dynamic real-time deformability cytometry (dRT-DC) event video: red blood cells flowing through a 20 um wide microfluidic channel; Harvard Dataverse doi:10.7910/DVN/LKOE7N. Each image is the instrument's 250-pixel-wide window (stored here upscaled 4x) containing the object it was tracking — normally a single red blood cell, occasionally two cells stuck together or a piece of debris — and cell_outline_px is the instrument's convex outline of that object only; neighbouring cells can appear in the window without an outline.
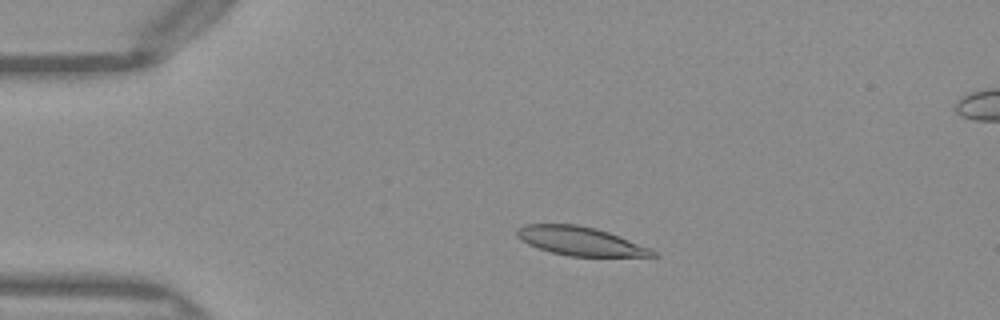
{"species": "Egyptian fruit bat (a non-hibernating species)", "species_latin": "Rousettus aegyptiacus", "temperature_condition": "warm", "stored_images_in_passage": 47, "camera_frame_rate_fps": 3000, "um_per_image_px": 0.085, "frame": {"image": 1, "passage_image": 8, "time_ms": 2.333, "image_size_px": [1000, 320], "cell_outline_px": [[660, 256], [568, 256], [552, 252], [528, 244], [516, 236], [516, 228], [524, 224], [576, 224], [596, 228], [608, 232], [652, 248]], "centroid_in_image_um": [49.33, 20.48], "position_along_channel_um": 35.7, "area_um2": 22.66}}
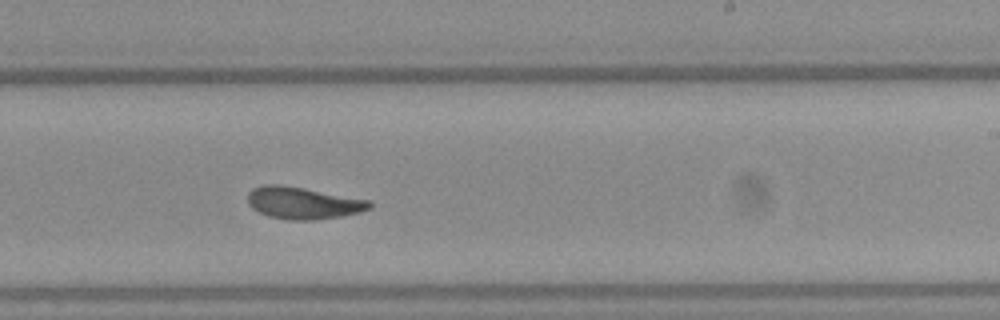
{"frame": {"image": 2, "passage_image": 28, "time_ms": 9.0, "image_size_px": [1000, 320], "cell_outline_px": [[372, 208], [360, 212], [340, 216], [312, 220], [288, 220], [268, 216], [252, 208], [248, 204], [248, 192], [252, 188], [264, 184], [280, 184], [304, 188], [372, 200]], "centroid_in_image_um": [25.77, 17.24], "position_along_channel_um": 263.2, "area_um2": 22.89}}
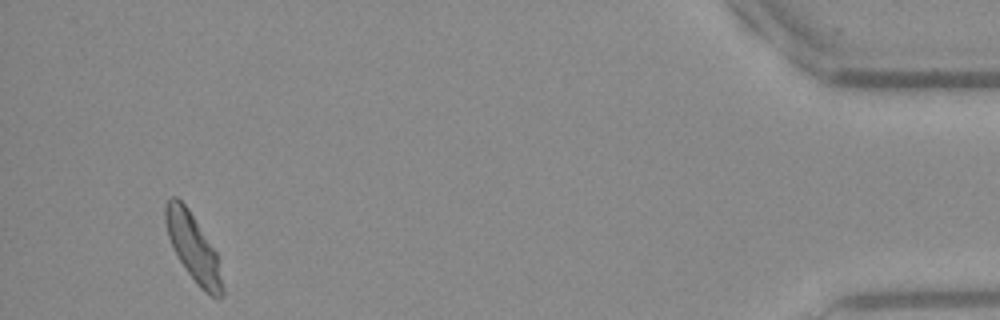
{"frame": {"image": 3, "passage_image": 45, "time_ms": 14.667, "image_size_px": [1000, 320], "cell_outline_px": [[224, 296], [212, 296], [204, 292], [196, 284], [180, 260], [168, 236], [164, 220], [164, 208], [168, 200], [172, 196], [176, 196], [188, 208], [216, 252], [224, 288]], "centroid_in_image_um": [16.42, 21.04], "position_along_channel_um": 418.8, "area_um2": 21.91}, "authors_computed_cell_mechanics": {"area_um2": 22.542, "velocity_mm_per_s": 4.0287, "shape_relaxation_time_tau1_ms": 6.963, "shape_relaxation_time_tau2_ms": 1.218, "deformation_change_tau1": 0.1916, "deformation_change_tau2": 0.0757}}